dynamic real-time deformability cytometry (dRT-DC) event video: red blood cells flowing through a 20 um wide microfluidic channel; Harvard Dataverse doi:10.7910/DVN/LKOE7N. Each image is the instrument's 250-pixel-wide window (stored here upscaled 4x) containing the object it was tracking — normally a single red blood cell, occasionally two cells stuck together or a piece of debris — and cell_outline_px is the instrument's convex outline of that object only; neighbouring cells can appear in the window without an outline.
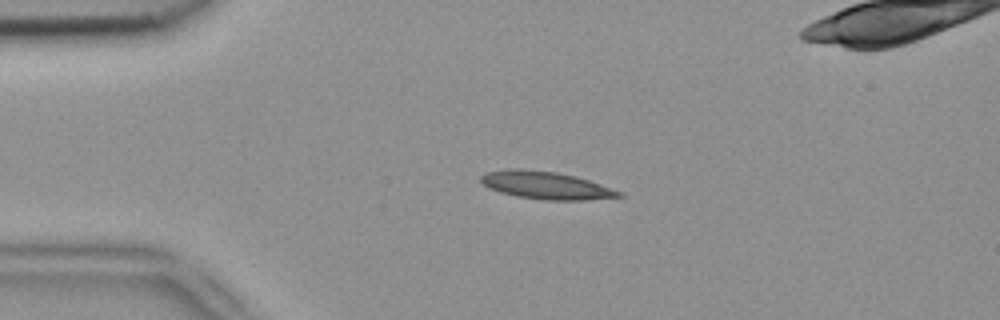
{"species": "common noctule bat (a hibernating species)", "species_latin": "Nyctalus noctula", "temperature_condition": "room temperature", "stored_images_in_passage": 4, "camera_frame_rate_fps": 3000, "um_per_image_px": 0.085, "animal": {"sex": "female", "body_mass_g": 18.4}, "frame": {"image": 1, "passage_image": 2, "time_ms": 0.333, "image_size_px": [1000, 320], "cell_outline_px": [[624, 196], [584, 200], [544, 200], [516, 196], [500, 192], [488, 188], [480, 180], [480, 176], [488, 172], [516, 168], [556, 172], [576, 176], [624, 192]], "centroid_in_image_um": [46.43, 15.76], "position_along_channel_um": 38.6, "area_um2": 22.08}}